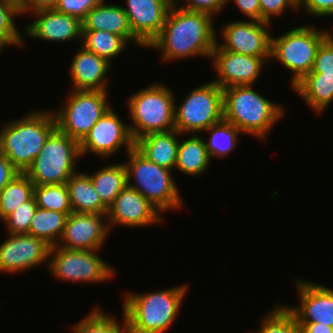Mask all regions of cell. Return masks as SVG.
Returning <instances> with one entry per match:
<instances>
[{
  "label": "cell",
  "instance_id": "7c38bea8",
  "mask_svg": "<svg viewBox=\"0 0 333 333\" xmlns=\"http://www.w3.org/2000/svg\"><path fill=\"white\" fill-rule=\"evenodd\" d=\"M127 123H124L111 107L79 143L81 158L90 153L103 160L111 159L122 148H126L128 153L135 147V141L132 138L129 123Z\"/></svg>",
  "mask_w": 333,
  "mask_h": 333
},
{
  "label": "cell",
  "instance_id": "ee69618b",
  "mask_svg": "<svg viewBox=\"0 0 333 333\" xmlns=\"http://www.w3.org/2000/svg\"><path fill=\"white\" fill-rule=\"evenodd\" d=\"M20 172L0 153V191Z\"/></svg>",
  "mask_w": 333,
  "mask_h": 333
},
{
  "label": "cell",
  "instance_id": "3957f363",
  "mask_svg": "<svg viewBox=\"0 0 333 333\" xmlns=\"http://www.w3.org/2000/svg\"><path fill=\"white\" fill-rule=\"evenodd\" d=\"M237 85L223 89V118L243 134L266 140L285 114V107L270 101L254 89Z\"/></svg>",
  "mask_w": 333,
  "mask_h": 333
},
{
  "label": "cell",
  "instance_id": "4316f807",
  "mask_svg": "<svg viewBox=\"0 0 333 333\" xmlns=\"http://www.w3.org/2000/svg\"><path fill=\"white\" fill-rule=\"evenodd\" d=\"M94 190L101 201L109 207L116 196L127 185V172L124 163H111L89 174Z\"/></svg>",
  "mask_w": 333,
  "mask_h": 333
},
{
  "label": "cell",
  "instance_id": "ab89813d",
  "mask_svg": "<svg viewBox=\"0 0 333 333\" xmlns=\"http://www.w3.org/2000/svg\"><path fill=\"white\" fill-rule=\"evenodd\" d=\"M180 0H176L174 7L197 11L205 12L212 15L214 18L217 15H220L221 11L224 10L228 4V0H183L185 3L180 6L178 3Z\"/></svg>",
  "mask_w": 333,
  "mask_h": 333
},
{
  "label": "cell",
  "instance_id": "5bb4252c",
  "mask_svg": "<svg viewBox=\"0 0 333 333\" xmlns=\"http://www.w3.org/2000/svg\"><path fill=\"white\" fill-rule=\"evenodd\" d=\"M217 78L213 80L222 89L237 85H254L260 78L270 57H255L223 50L218 43L211 55Z\"/></svg>",
  "mask_w": 333,
  "mask_h": 333
},
{
  "label": "cell",
  "instance_id": "ba28073f",
  "mask_svg": "<svg viewBox=\"0 0 333 333\" xmlns=\"http://www.w3.org/2000/svg\"><path fill=\"white\" fill-rule=\"evenodd\" d=\"M80 157L79 142L56 127L25 174L35 186L66 184L78 172L76 159Z\"/></svg>",
  "mask_w": 333,
  "mask_h": 333
},
{
  "label": "cell",
  "instance_id": "7402d4cb",
  "mask_svg": "<svg viewBox=\"0 0 333 333\" xmlns=\"http://www.w3.org/2000/svg\"><path fill=\"white\" fill-rule=\"evenodd\" d=\"M82 30L107 31L121 36L128 44L136 43L137 47L146 48L132 33L127 15L122 7L102 0L92 8L82 21Z\"/></svg>",
  "mask_w": 333,
  "mask_h": 333
},
{
  "label": "cell",
  "instance_id": "9c48e42d",
  "mask_svg": "<svg viewBox=\"0 0 333 333\" xmlns=\"http://www.w3.org/2000/svg\"><path fill=\"white\" fill-rule=\"evenodd\" d=\"M177 106L175 97V130L182 134H201L223 119V89L213 80L189 92ZM202 132V133H200Z\"/></svg>",
  "mask_w": 333,
  "mask_h": 333
},
{
  "label": "cell",
  "instance_id": "e0dca14e",
  "mask_svg": "<svg viewBox=\"0 0 333 333\" xmlns=\"http://www.w3.org/2000/svg\"><path fill=\"white\" fill-rule=\"evenodd\" d=\"M110 232L107 214L71 212L57 246L69 250H101Z\"/></svg>",
  "mask_w": 333,
  "mask_h": 333
},
{
  "label": "cell",
  "instance_id": "836d02e7",
  "mask_svg": "<svg viewBox=\"0 0 333 333\" xmlns=\"http://www.w3.org/2000/svg\"><path fill=\"white\" fill-rule=\"evenodd\" d=\"M20 17L18 3L13 0H0V44L4 48L23 47L24 38L16 26ZM16 17V18H15Z\"/></svg>",
  "mask_w": 333,
  "mask_h": 333
},
{
  "label": "cell",
  "instance_id": "1f68e13d",
  "mask_svg": "<svg viewBox=\"0 0 333 333\" xmlns=\"http://www.w3.org/2000/svg\"><path fill=\"white\" fill-rule=\"evenodd\" d=\"M94 307L87 316L71 326L72 333H127L124 313L122 325L115 315Z\"/></svg>",
  "mask_w": 333,
  "mask_h": 333
},
{
  "label": "cell",
  "instance_id": "ffe728a7",
  "mask_svg": "<svg viewBox=\"0 0 333 333\" xmlns=\"http://www.w3.org/2000/svg\"><path fill=\"white\" fill-rule=\"evenodd\" d=\"M123 7L133 35L147 48L159 35L170 7L161 0H125Z\"/></svg>",
  "mask_w": 333,
  "mask_h": 333
},
{
  "label": "cell",
  "instance_id": "f35d334b",
  "mask_svg": "<svg viewBox=\"0 0 333 333\" xmlns=\"http://www.w3.org/2000/svg\"><path fill=\"white\" fill-rule=\"evenodd\" d=\"M102 0H58L54 9L76 17L81 22L86 18L87 13L96 7Z\"/></svg>",
  "mask_w": 333,
  "mask_h": 333
},
{
  "label": "cell",
  "instance_id": "4dcf8cb0",
  "mask_svg": "<svg viewBox=\"0 0 333 333\" xmlns=\"http://www.w3.org/2000/svg\"><path fill=\"white\" fill-rule=\"evenodd\" d=\"M35 185L25 173L17 174L0 191V220L34 196Z\"/></svg>",
  "mask_w": 333,
  "mask_h": 333
},
{
  "label": "cell",
  "instance_id": "83f0119b",
  "mask_svg": "<svg viewBox=\"0 0 333 333\" xmlns=\"http://www.w3.org/2000/svg\"><path fill=\"white\" fill-rule=\"evenodd\" d=\"M69 214L37 207L28 234L44 240L49 246L59 243Z\"/></svg>",
  "mask_w": 333,
  "mask_h": 333
},
{
  "label": "cell",
  "instance_id": "ac0fdd59",
  "mask_svg": "<svg viewBox=\"0 0 333 333\" xmlns=\"http://www.w3.org/2000/svg\"><path fill=\"white\" fill-rule=\"evenodd\" d=\"M298 305L285 304L298 323H320L333 327V288L305 279H295Z\"/></svg>",
  "mask_w": 333,
  "mask_h": 333
},
{
  "label": "cell",
  "instance_id": "2e32d148",
  "mask_svg": "<svg viewBox=\"0 0 333 333\" xmlns=\"http://www.w3.org/2000/svg\"><path fill=\"white\" fill-rule=\"evenodd\" d=\"M164 216L149 200L137 190L126 185L108 207L109 229L113 226L136 228L164 222Z\"/></svg>",
  "mask_w": 333,
  "mask_h": 333
},
{
  "label": "cell",
  "instance_id": "277c9868",
  "mask_svg": "<svg viewBox=\"0 0 333 333\" xmlns=\"http://www.w3.org/2000/svg\"><path fill=\"white\" fill-rule=\"evenodd\" d=\"M56 128L53 110H36L0 127V153L20 172L31 166Z\"/></svg>",
  "mask_w": 333,
  "mask_h": 333
},
{
  "label": "cell",
  "instance_id": "52a82bcc",
  "mask_svg": "<svg viewBox=\"0 0 333 333\" xmlns=\"http://www.w3.org/2000/svg\"><path fill=\"white\" fill-rule=\"evenodd\" d=\"M313 24L292 27L279 36L271 35L270 62L273 60L290 70V87L311 72L317 50L332 33Z\"/></svg>",
  "mask_w": 333,
  "mask_h": 333
},
{
  "label": "cell",
  "instance_id": "f546056e",
  "mask_svg": "<svg viewBox=\"0 0 333 333\" xmlns=\"http://www.w3.org/2000/svg\"><path fill=\"white\" fill-rule=\"evenodd\" d=\"M79 45L109 63L128 47V43L121 36L104 30H82V41Z\"/></svg>",
  "mask_w": 333,
  "mask_h": 333
},
{
  "label": "cell",
  "instance_id": "603a6c76",
  "mask_svg": "<svg viewBox=\"0 0 333 333\" xmlns=\"http://www.w3.org/2000/svg\"><path fill=\"white\" fill-rule=\"evenodd\" d=\"M177 130L153 132L135 141V148L149 161L169 170H175L179 136Z\"/></svg>",
  "mask_w": 333,
  "mask_h": 333
},
{
  "label": "cell",
  "instance_id": "8fae6325",
  "mask_svg": "<svg viewBox=\"0 0 333 333\" xmlns=\"http://www.w3.org/2000/svg\"><path fill=\"white\" fill-rule=\"evenodd\" d=\"M99 253L100 250H69L55 245L50 248L47 268L58 281L108 282L116 275V270Z\"/></svg>",
  "mask_w": 333,
  "mask_h": 333
},
{
  "label": "cell",
  "instance_id": "bcb514c9",
  "mask_svg": "<svg viewBox=\"0 0 333 333\" xmlns=\"http://www.w3.org/2000/svg\"><path fill=\"white\" fill-rule=\"evenodd\" d=\"M161 1L166 5H168L170 8H173L176 2V0H161Z\"/></svg>",
  "mask_w": 333,
  "mask_h": 333
},
{
  "label": "cell",
  "instance_id": "484cf974",
  "mask_svg": "<svg viewBox=\"0 0 333 333\" xmlns=\"http://www.w3.org/2000/svg\"><path fill=\"white\" fill-rule=\"evenodd\" d=\"M72 212L107 214L108 207L94 190L87 172H76L66 182Z\"/></svg>",
  "mask_w": 333,
  "mask_h": 333
},
{
  "label": "cell",
  "instance_id": "60d3db41",
  "mask_svg": "<svg viewBox=\"0 0 333 333\" xmlns=\"http://www.w3.org/2000/svg\"><path fill=\"white\" fill-rule=\"evenodd\" d=\"M299 10L316 18L333 16V0H299Z\"/></svg>",
  "mask_w": 333,
  "mask_h": 333
},
{
  "label": "cell",
  "instance_id": "d6986e66",
  "mask_svg": "<svg viewBox=\"0 0 333 333\" xmlns=\"http://www.w3.org/2000/svg\"><path fill=\"white\" fill-rule=\"evenodd\" d=\"M34 21L23 28L24 35L31 39L48 42L82 41V22L76 17L60 13L54 8L32 13Z\"/></svg>",
  "mask_w": 333,
  "mask_h": 333
},
{
  "label": "cell",
  "instance_id": "8992f818",
  "mask_svg": "<svg viewBox=\"0 0 333 333\" xmlns=\"http://www.w3.org/2000/svg\"><path fill=\"white\" fill-rule=\"evenodd\" d=\"M126 101L134 141L149 133L175 129V94L166 84L153 82L129 95Z\"/></svg>",
  "mask_w": 333,
  "mask_h": 333
},
{
  "label": "cell",
  "instance_id": "9a60e30c",
  "mask_svg": "<svg viewBox=\"0 0 333 333\" xmlns=\"http://www.w3.org/2000/svg\"><path fill=\"white\" fill-rule=\"evenodd\" d=\"M0 244V273H23L39 265H48L49 246L30 234H7Z\"/></svg>",
  "mask_w": 333,
  "mask_h": 333
},
{
  "label": "cell",
  "instance_id": "b9f144b4",
  "mask_svg": "<svg viewBox=\"0 0 333 333\" xmlns=\"http://www.w3.org/2000/svg\"><path fill=\"white\" fill-rule=\"evenodd\" d=\"M229 2L235 4L245 18H249V20L261 21V8L259 0H228V5Z\"/></svg>",
  "mask_w": 333,
  "mask_h": 333
},
{
  "label": "cell",
  "instance_id": "e575fe53",
  "mask_svg": "<svg viewBox=\"0 0 333 333\" xmlns=\"http://www.w3.org/2000/svg\"><path fill=\"white\" fill-rule=\"evenodd\" d=\"M34 198L41 209L70 214L69 192L66 184H49L34 187Z\"/></svg>",
  "mask_w": 333,
  "mask_h": 333
},
{
  "label": "cell",
  "instance_id": "d6a6232c",
  "mask_svg": "<svg viewBox=\"0 0 333 333\" xmlns=\"http://www.w3.org/2000/svg\"><path fill=\"white\" fill-rule=\"evenodd\" d=\"M259 322V329L249 333H301L295 315L283 303L267 311Z\"/></svg>",
  "mask_w": 333,
  "mask_h": 333
},
{
  "label": "cell",
  "instance_id": "6da1fadb",
  "mask_svg": "<svg viewBox=\"0 0 333 333\" xmlns=\"http://www.w3.org/2000/svg\"><path fill=\"white\" fill-rule=\"evenodd\" d=\"M214 22L205 12L170 8L161 32L147 48L162 53L165 63L197 56L211 59L218 36Z\"/></svg>",
  "mask_w": 333,
  "mask_h": 333
},
{
  "label": "cell",
  "instance_id": "f1b7e54d",
  "mask_svg": "<svg viewBox=\"0 0 333 333\" xmlns=\"http://www.w3.org/2000/svg\"><path fill=\"white\" fill-rule=\"evenodd\" d=\"M206 132L210 136L208 139H204V142L211 161L214 157L222 159L228 154L231 155V152L238 146L239 135H243L236 126L224 118L211 125L204 131V133Z\"/></svg>",
  "mask_w": 333,
  "mask_h": 333
},
{
  "label": "cell",
  "instance_id": "74e56055",
  "mask_svg": "<svg viewBox=\"0 0 333 333\" xmlns=\"http://www.w3.org/2000/svg\"><path fill=\"white\" fill-rule=\"evenodd\" d=\"M309 73L333 75V32L319 46Z\"/></svg>",
  "mask_w": 333,
  "mask_h": 333
},
{
  "label": "cell",
  "instance_id": "f6af8a7d",
  "mask_svg": "<svg viewBox=\"0 0 333 333\" xmlns=\"http://www.w3.org/2000/svg\"><path fill=\"white\" fill-rule=\"evenodd\" d=\"M301 333H333V327L320 325V323H298Z\"/></svg>",
  "mask_w": 333,
  "mask_h": 333
},
{
  "label": "cell",
  "instance_id": "4fadbf2b",
  "mask_svg": "<svg viewBox=\"0 0 333 333\" xmlns=\"http://www.w3.org/2000/svg\"><path fill=\"white\" fill-rule=\"evenodd\" d=\"M271 27L270 23L249 19L226 22L218 33L221 34L223 43L220 44L218 37L217 43L223 50L248 56L270 57Z\"/></svg>",
  "mask_w": 333,
  "mask_h": 333
},
{
  "label": "cell",
  "instance_id": "7a4b0ae2",
  "mask_svg": "<svg viewBox=\"0 0 333 333\" xmlns=\"http://www.w3.org/2000/svg\"><path fill=\"white\" fill-rule=\"evenodd\" d=\"M188 285L181 284L150 293H124L122 312L127 333H165L178 318Z\"/></svg>",
  "mask_w": 333,
  "mask_h": 333
},
{
  "label": "cell",
  "instance_id": "d590c367",
  "mask_svg": "<svg viewBox=\"0 0 333 333\" xmlns=\"http://www.w3.org/2000/svg\"><path fill=\"white\" fill-rule=\"evenodd\" d=\"M34 196L21 204L14 212L6 216L2 222L5 223L7 234H28L31 219L37 209Z\"/></svg>",
  "mask_w": 333,
  "mask_h": 333
},
{
  "label": "cell",
  "instance_id": "44dd1931",
  "mask_svg": "<svg viewBox=\"0 0 333 333\" xmlns=\"http://www.w3.org/2000/svg\"><path fill=\"white\" fill-rule=\"evenodd\" d=\"M79 46L69 67L72 89L108 91L109 77L106 75L112 63Z\"/></svg>",
  "mask_w": 333,
  "mask_h": 333
},
{
  "label": "cell",
  "instance_id": "7bdbcfd3",
  "mask_svg": "<svg viewBox=\"0 0 333 333\" xmlns=\"http://www.w3.org/2000/svg\"><path fill=\"white\" fill-rule=\"evenodd\" d=\"M58 0H20L18 3L20 15H28L41 9H52L56 6Z\"/></svg>",
  "mask_w": 333,
  "mask_h": 333
},
{
  "label": "cell",
  "instance_id": "8d00e7d4",
  "mask_svg": "<svg viewBox=\"0 0 333 333\" xmlns=\"http://www.w3.org/2000/svg\"><path fill=\"white\" fill-rule=\"evenodd\" d=\"M261 21L272 24L274 17L282 16L286 9L299 12V0H259Z\"/></svg>",
  "mask_w": 333,
  "mask_h": 333
},
{
  "label": "cell",
  "instance_id": "d4e9b609",
  "mask_svg": "<svg viewBox=\"0 0 333 333\" xmlns=\"http://www.w3.org/2000/svg\"><path fill=\"white\" fill-rule=\"evenodd\" d=\"M188 135L189 138L179 141L175 169L187 176L200 177L208 171L212 161L204 137L200 134Z\"/></svg>",
  "mask_w": 333,
  "mask_h": 333
},
{
  "label": "cell",
  "instance_id": "cb8c5ba5",
  "mask_svg": "<svg viewBox=\"0 0 333 333\" xmlns=\"http://www.w3.org/2000/svg\"><path fill=\"white\" fill-rule=\"evenodd\" d=\"M292 90L313 112L321 115L333 102V75L308 73L292 87Z\"/></svg>",
  "mask_w": 333,
  "mask_h": 333
},
{
  "label": "cell",
  "instance_id": "30bf717a",
  "mask_svg": "<svg viewBox=\"0 0 333 333\" xmlns=\"http://www.w3.org/2000/svg\"><path fill=\"white\" fill-rule=\"evenodd\" d=\"M108 92L71 89L61 107L53 111L56 127L80 143L94 124L112 107Z\"/></svg>",
  "mask_w": 333,
  "mask_h": 333
},
{
  "label": "cell",
  "instance_id": "5b68a950",
  "mask_svg": "<svg viewBox=\"0 0 333 333\" xmlns=\"http://www.w3.org/2000/svg\"><path fill=\"white\" fill-rule=\"evenodd\" d=\"M123 162L127 172V185L137 190L161 212L183 208L180 189L172 177V170L149 161L135 147Z\"/></svg>",
  "mask_w": 333,
  "mask_h": 333
},
{
  "label": "cell",
  "instance_id": "7dc6e473",
  "mask_svg": "<svg viewBox=\"0 0 333 333\" xmlns=\"http://www.w3.org/2000/svg\"><path fill=\"white\" fill-rule=\"evenodd\" d=\"M5 48L0 44V54L2 53V52H4L3 50H4Z\"/></svg>",
  "mask_w": 333,
  "mask_h": 333
}]
</instances>
